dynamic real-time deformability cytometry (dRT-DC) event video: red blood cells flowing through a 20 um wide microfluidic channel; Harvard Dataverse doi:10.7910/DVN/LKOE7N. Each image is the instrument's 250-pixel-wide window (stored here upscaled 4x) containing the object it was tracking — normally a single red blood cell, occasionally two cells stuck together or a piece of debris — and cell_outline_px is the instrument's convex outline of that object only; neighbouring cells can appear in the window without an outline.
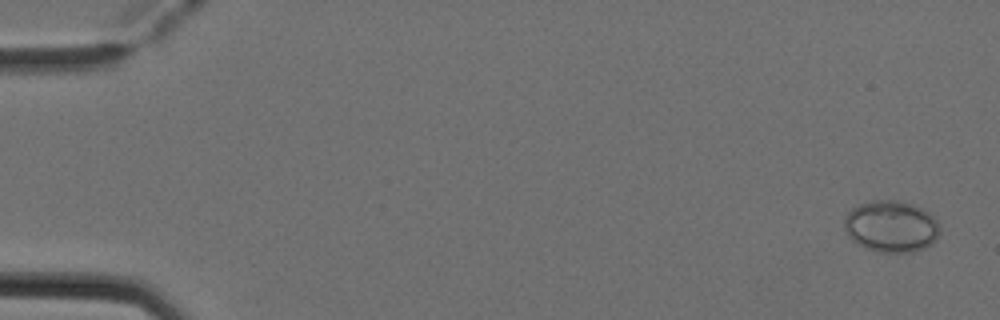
{"species": "Egyptian fruit bat (a non-hibernating species)", "species_latin": "Rousettus aegyptiacus", "temperature_condition": "cold", "stored_images_in_passage": 52, "camera_frame_rate_fps": 3000, "um_per_image_px": 0.085, "animal": {"sex": "female"}, "frame": {"image": 1, "passage_image": 2, "time_ms": 0.333, "image_size_px": [1000, 320], "cell_outline_px": [[940, 232], [936, 240], [932, 244], [924, 248], [912, 252], [876, 252], [856, 244], [848, 236], [844, 228], [844, 216], [852, 208], [860, 204], [872, 200], [896, 200], [912, 204], [928, 212], [936, 220], [940, 228]], "centroid_in_image_um": [75.73, 19.25], "position_along_channel_um": 9.3, "area_um2": 28.96}}
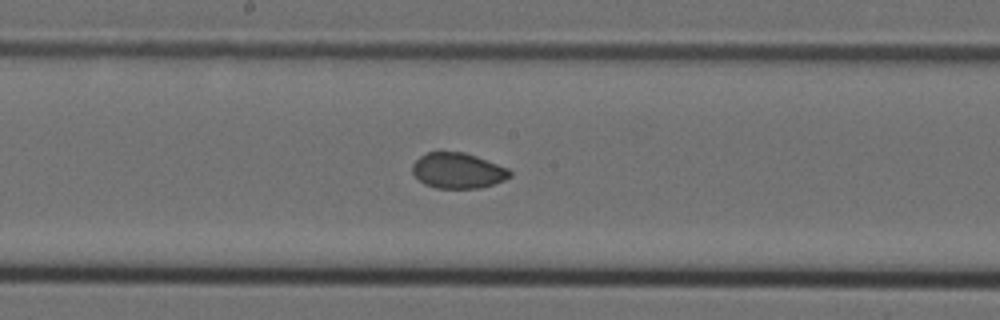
{"frame": {"image": 2, "passage_image": 28, "time_ms": 9.0, "image_size_px": [1000, 320], "cell_outline_px": [[512, 176], [504, 180], [480, 188], [436, 188], [424, 184], [412, 172], [412, 164], [420, 156], [428, 152], [464, 152], [476, 156], [508, 168], [512, 172]], "centroid_in_image_um": [38.92, 14.5], "position_along_channel_um": 209.3, "area_um2": 20.11}}
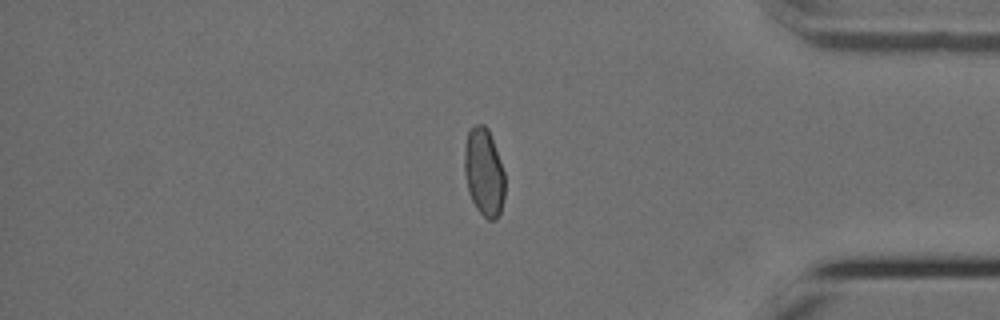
{"frame": {"image": 3, "passage_image": 44, "time_ms": 14.333, "image_size_px": [1000, 320], "cell_outline_px": [[504, 196], [500, 212], [496, 220], [488, 220], [476, 208], [468, 192], [464, 172], [464, 148], [468, 128], [476, 124], [484, 124], [488, 128], [504, 172]], "centroid_in_image_um": [41.11, 14.62], "position_along_channel_um": 394.1, "area_um2": 20.81}, "authors_computed_cell_mechanics": {"area_um2": 20.9814, "velocity_mm_per_s": 3.9236, "shape_relaxation_time_tau1_ms": null, "shape_relaxation_time_tau2_ms": 4.5719, "deformation_change_tau1": null, "deformation_change_tau2": 0.0522}}